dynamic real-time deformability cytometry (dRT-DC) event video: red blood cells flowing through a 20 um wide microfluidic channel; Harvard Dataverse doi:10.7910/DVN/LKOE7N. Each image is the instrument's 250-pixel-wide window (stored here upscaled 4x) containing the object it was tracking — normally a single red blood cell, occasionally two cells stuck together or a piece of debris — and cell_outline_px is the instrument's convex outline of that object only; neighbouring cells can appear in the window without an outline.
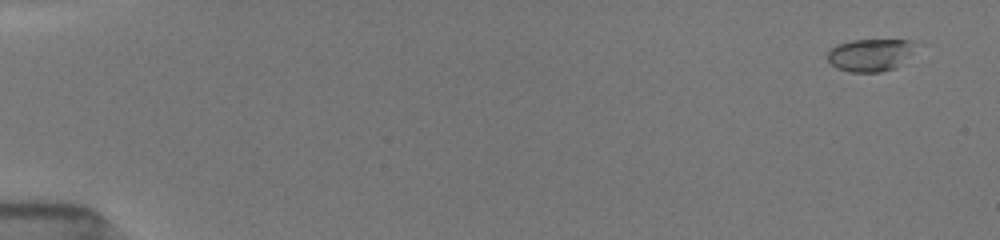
{"species": "common noctule bat (a hibernating species)", "species_latin": "Nyctalus noctula", "temperature_condition": "room temperature", "stored_images_in_passage": 72, "camera_frame_rate_fps": 3000, "um_per_image_px": 0.085, "animal": {"sex": "female", "body_mass_g": 19.5, "forearm_length_mm": 54.1}, "frame": {"image": 1, "passage_image": 4, "time_ms": 1.0, "image_size_px": [1000, 240], "cell_outline_px": [[912, 52], [896, 68], [880, 72], [848, 72], [836, 68], [828, 60], [828, 48], [836, 44], [852, 40], [912, 40]], "centroid_in_image_um": [73.89, 4.68], "position_along_channel_um": 11.1, "area_um2": 16.59}}
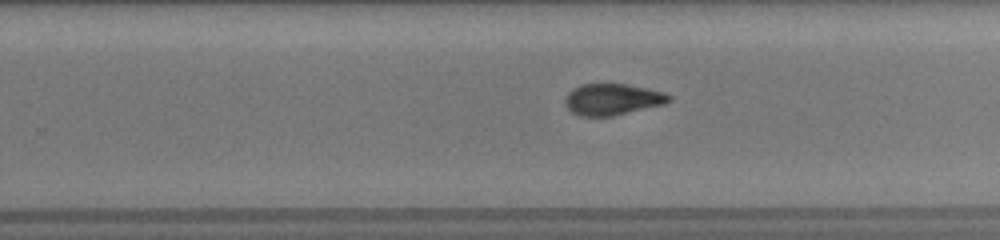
{"frame": {"image": 2, "passage_image": 45, "time_ms": 11.667, "image_size_px": [1000, 240], "cell_outline_px": [[672, 100], [664, 104], [612, 116], [580, 116], [572, 112], [564, 104], [564, 100], [568, 92], [572, 88], [580, 84], [624, 84], [648, 88], [664, 92], [672, 96]], "centroid_in_image_um": [52.04, 8.44], "position_along_channel_um": 277.8, "area_um2": 19.07}}
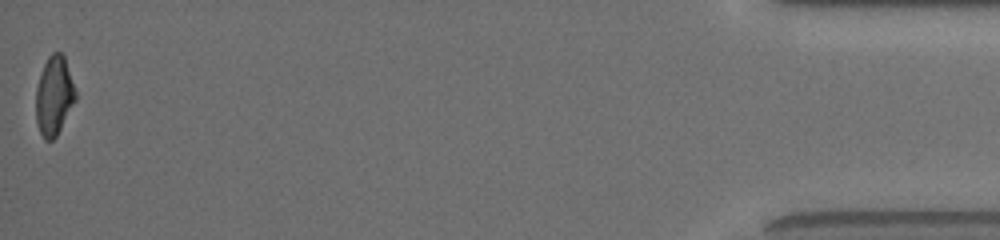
{"frame": {"image": 3, "passage_image": 72, "time_ms": 17.667, "image_size_px": [1000, 240], "cell_outline_px": [[76, 100], [56, 136], [52, 140], [44, 140], [36, 124], [36, 88], [44, 64], [48, 56], [52, 52], [60, 52], [64, 56], [76, 92]], "centroid_in_image_um": [4.59, 8.15], "position_along_channel_um": 430.6, "area_um2": 18.09}, "authors_computed_cell_mechanics": {"area_um2": 18.5827, "velocity_mm_per_s": 3.968, "shape_relaxation_time_tau1_ms": 4.0819, "shape_relaxation_time_tau2_ms": 2.0535, "deformation_change_tau1": 0.1702, "deformation_change_tau2": 0.0879}}